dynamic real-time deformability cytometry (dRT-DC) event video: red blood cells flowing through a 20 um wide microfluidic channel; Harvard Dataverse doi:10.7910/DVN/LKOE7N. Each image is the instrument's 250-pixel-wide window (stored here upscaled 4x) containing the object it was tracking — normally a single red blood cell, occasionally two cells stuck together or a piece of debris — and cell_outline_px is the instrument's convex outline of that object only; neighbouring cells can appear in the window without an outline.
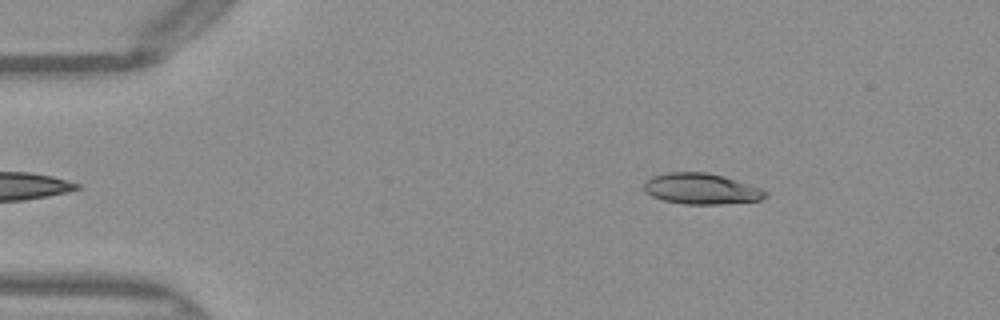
{"species": "Egyptian fruit bat (a non-hibernating species)", "species_latin": "Rousettus aegyptiacus", "temperature_condition": "warm", "stored_images_in_passage": 44, "camera_frame_rate_fps": 3000, "um_per_image_px": 0.085, "frame": {"image": 1, "passage_image": 2, "time_ms": 0.333, "image_size_px": [1000, 320], "cell_outline_px": [[768, 196], [760, 200], [720, 204], [684, 204], [664, 200], [652, 196], [644, 188], [644, 180], [652, 176], [668, 172], [708, 172], [724, 176], [760, 188], [768, 192]], "centroid_in_image_um": [59.61, 16.04], "position_along_channel_um": 25.4, "area_um2": 21.79}}
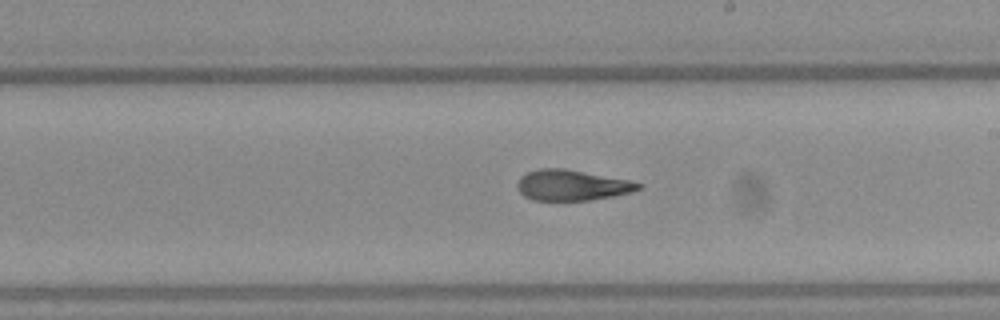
{"frame": {"image": 2, "passage_image": 23, "time_ms": 7.333, "image_size_px": [1000, 320], "cell_outline_px": [[644, 184], [640, 188], [632, 192], [592, 200], [532, 200], [524, 196], [516, 188], [516, 184], [520, 176], [528, 172], [540, 168], [564, 168], [632, 180]], "centroid_in_image_um": [48.62, 15.73], "position_along_channel_um": 240.4, "area_um2": 21.85}}
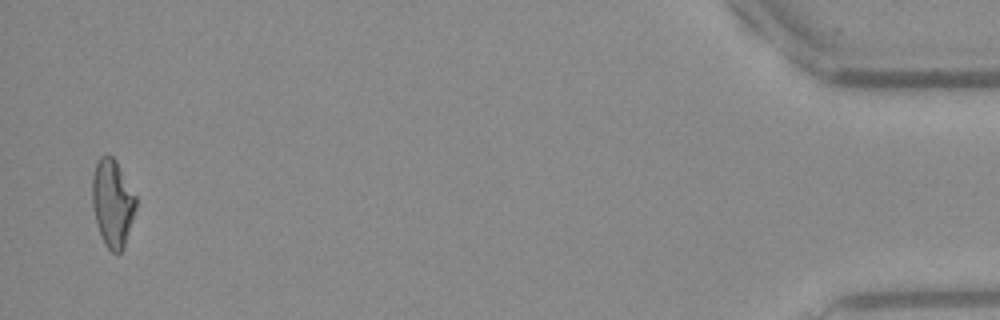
{"frame": {"image": 3, "passage_image": 43, "time_ms": 14.0, "image_size_px": [1000, 320], "cell_outline_px": [[136, 208], [124, 248], [116, 256], [104, 244], [96, 220], [92, 204], [92, 176], [96, 164], [100, 156], [112, 156], [116, 160], [136, 196]], "centroid_in_image_um": [9.57, 17.27], "position_along_channel_um": 425.6, "area_um2": 22.2}, "authors_computed_cell_mechanics": {"area_um2": 22.2241, "velocity_mm_per_s": 4.0726, "shape_relaxation_time_tau1_ms": null, "shape_relaxation_time_tau2_ms": 3.3452, "deformation_change_tau1": null, "deformation_change_tau2": 0.1301}}